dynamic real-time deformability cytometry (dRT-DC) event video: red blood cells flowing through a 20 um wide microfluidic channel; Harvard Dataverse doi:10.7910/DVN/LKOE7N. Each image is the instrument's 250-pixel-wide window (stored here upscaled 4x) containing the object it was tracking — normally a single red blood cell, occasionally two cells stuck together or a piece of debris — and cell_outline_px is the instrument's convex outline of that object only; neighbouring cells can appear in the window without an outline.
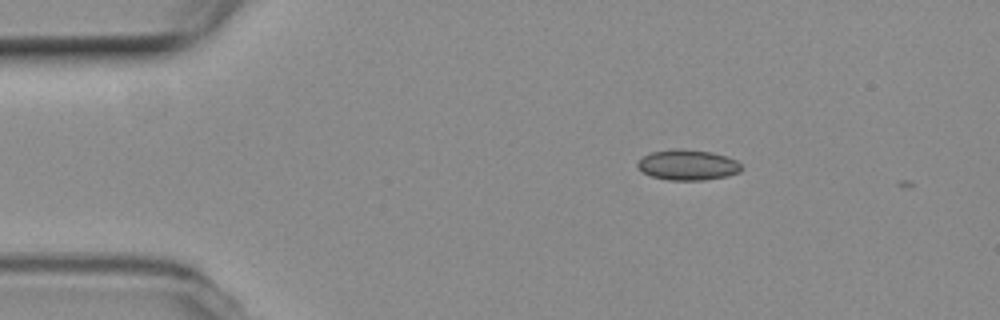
{"species": "common noctule bat (a hibernating species)", "species_latin": "Nyctalus noctula", "temperature_condition": "room temperature", "stored_images_in_passage": 4, "camera_frame_rate_fps": 3000, "um_per_image_px": 0.085, "animal": {"sex": "female", "body_mass_g": 19.3, "forearm_length_mm": 54.1}, "frame": {"image": 1, "passage_image": 1, "time_ms": 0.0, "image_size_px": [1000, 320], "cell_outline_px": [[744, 168], [740, 172], [728, 176], [704, 180], [668, 180], [652, 176], [644, 172], [636, 164], [644, 156], [652, 152], [676, 148], [684, 148], [712, 152], [736, 160]], "centroid_in_image_um": [58.5, 14.01], "position_along_channel_um": 26.5, "area_um2": 18.44}}